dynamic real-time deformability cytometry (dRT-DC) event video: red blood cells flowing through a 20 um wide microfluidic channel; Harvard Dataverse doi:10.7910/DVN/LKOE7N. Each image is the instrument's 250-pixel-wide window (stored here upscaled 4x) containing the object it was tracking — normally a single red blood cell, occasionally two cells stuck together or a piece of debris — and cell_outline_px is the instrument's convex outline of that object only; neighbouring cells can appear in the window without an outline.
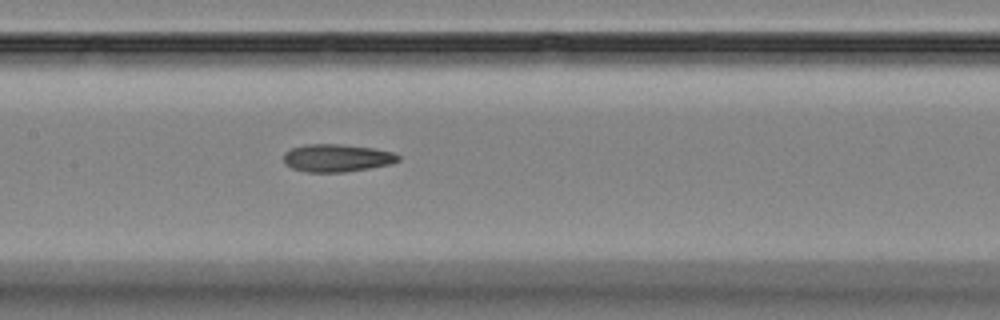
{"species": "Egyptian fruit bat (a non-hibernating species)", "species_latin": "Rousettus aegyptiacus", "temperature_condition": "room temperature", "stored_images_in_passage": 4, "camera_frame_rate_fps": 3000, "um_per_image_px": 0.085, "animal": {"sex": "female"}, "frame": {"image": 1, "passage_image": 4, "time_ms": 3.333, "image_size_px": [1000, 320], "cell_outline_px": [[400, 160], [392, 164], [344, 172], [308, 172], [292, 168], [284, 164], [284, 152], [292, 148], [304, 144], [340, 144], [372, 148], [392, 152], [400, 156]], "centroid_in_image_um": [28.62, 13.42], "position_along_channel_um": 178.8, "area_um2": 18.5}}